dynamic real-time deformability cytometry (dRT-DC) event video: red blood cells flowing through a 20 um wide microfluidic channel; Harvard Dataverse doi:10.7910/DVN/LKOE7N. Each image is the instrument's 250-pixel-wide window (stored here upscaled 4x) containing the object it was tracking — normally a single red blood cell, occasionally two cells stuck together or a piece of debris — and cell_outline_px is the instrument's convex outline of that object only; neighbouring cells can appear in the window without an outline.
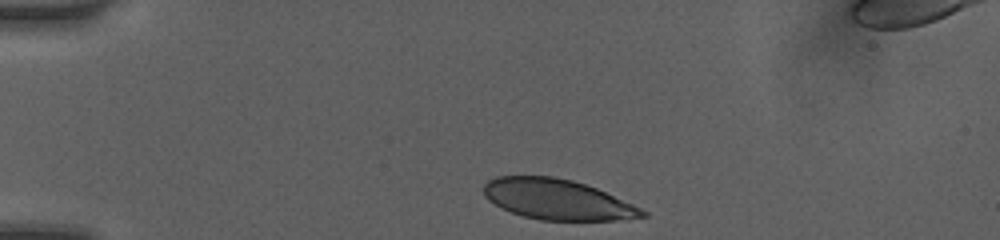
{"species": "human", "species_latin": "Homo sapiens", "temperature_condition": "room temperature", "stored_images_in_passage": 46, "camera_frame_rate_fps": 3000, "um_per_image_px": 0.085, "donor": {"sex": "female"}, "frame": {"image": 1, "passage_image": 1, "time_ms": 0.0, "image_size_px": [1000, 240], "cell_outline_px": [[648, 216], [628, 220], [540, 220], [524, 216], [512, 212], [488, 200], [484, 196], [484, 184], [488, 180], [496, 176], [552, 176], [572, 180], [596, 188], [632, 204], [648, 212]], "centroid_in_image_um": [47.39, 16.96], "position_along_channel_um": 37.6, "area_um2": 37.17}}
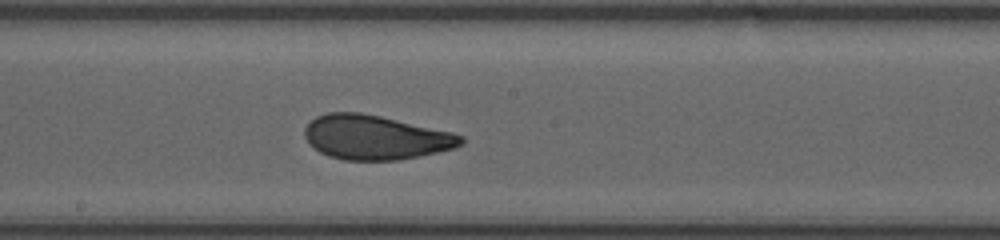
{"frame": {"image": 2, "passage_image": 25, "time_ms": 5.667, "image_size_px": [1000, 240], "cell_outline_px": [[464, 144], [452, 148], [436, 152], [396, 160], [344, 160], [328, 156], [320, 152], [308, 144], [304, 136], [304, 128], [316, 116], [328, 112], [360, 112], [380, 116], [452, 132], [464, 136]], "centroid_in_image_um": [31.87, 11.67], "position_along_channel_um": 216.3, "area_um2": 40.29}}
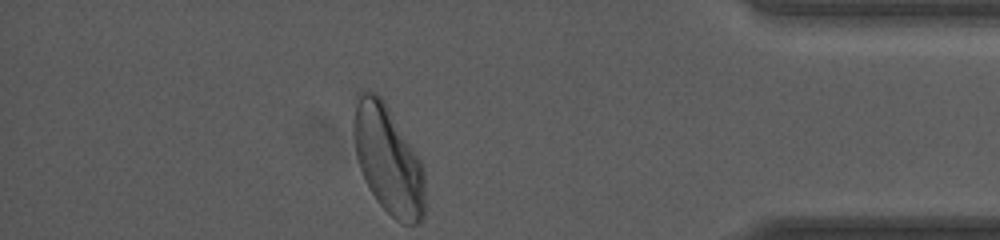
{"frame": {"image": 3, "passage_image": 45, "time_ms": 11.0, "image_size_px": [1000, 240], "cell_outline_px": [[424, 216], [416, 224], [400, 224], [376, 200], [364, 180], [356, 156], [352, 136], [352, 120], [356, 96], [364, 88], [376, 92], [384, 100], [420, 160], [424, 168]], "centroid_in_image_um": [32.95, 13.54], "position_along_channel_um": 402.3, "area_um2": 45.43}, "authors_computed_cell_mechanics": {"area_um2": 40.4311, "velocity_mm_per_s": 4.0766, "shape_relaxation_time_tau1_ms": 4.1221, "shape_relaxation_time_tau2_ms": 0.7235, "deformation_change_tau1": 0.1539, "deformation_change_tau2": 0.0699}}